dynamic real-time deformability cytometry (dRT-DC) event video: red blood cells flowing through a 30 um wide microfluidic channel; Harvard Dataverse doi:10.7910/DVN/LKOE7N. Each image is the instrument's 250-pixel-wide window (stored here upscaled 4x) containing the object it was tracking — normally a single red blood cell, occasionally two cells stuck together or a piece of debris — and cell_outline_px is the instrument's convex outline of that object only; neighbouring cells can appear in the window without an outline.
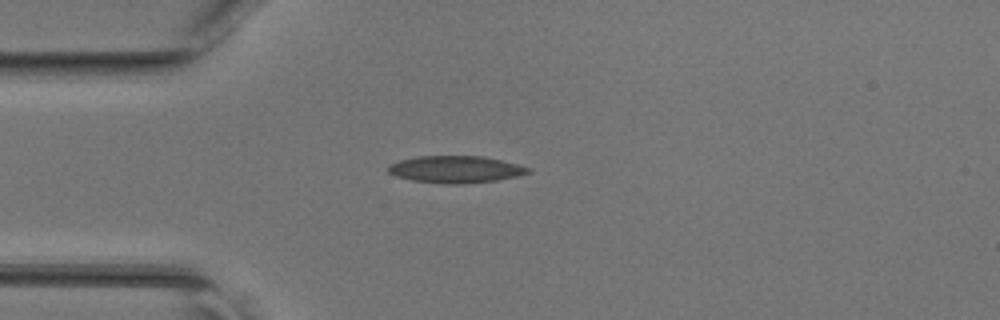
{"species": "common noctule bat (a hibernating species)", "species_latin": "Nyctalus noctula", "temperature_condition": "room temperature", "stored_images_in_passage": 35, "camera_frame_rate_fps": 3000, "um_per_image_px": 0.085, "animal": {"sex": "female", "body_mass_g": 17.0, "forearm_length_mm": 48.0}, "frame": {"image": 1, "passage_image": 1, "time_ms": 0.0, "image_size_px": [1000, 320], "cell_outline_px": [[532, 172], [516, 176], [496, 180], [460, 184], [448, 184], [412, 180], [396, 176], [388, 172], [388, 164], [400, 160], [416, 156], [484, 156], [532, 168]], "centroid_in_image_um": [38.71, 14.39], "position_along_channel_um": 46.3, "area_um2": 21.96}}
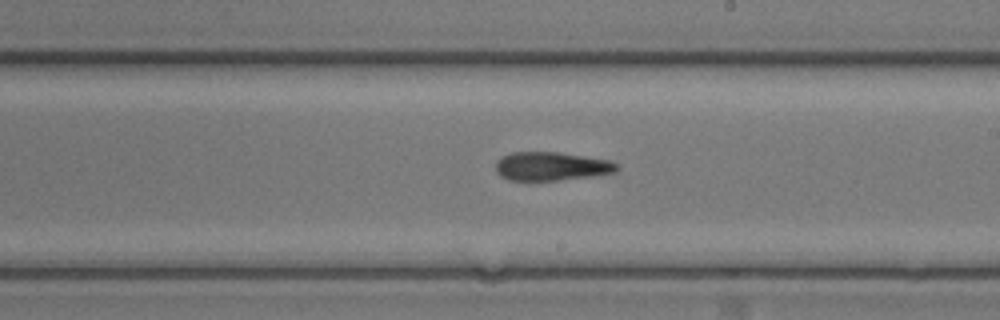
{"frame": {"image": 2, "passage_image": 15, "time_ms": 4.667, "image_size_px": [1000, 320], "cell_outline_px": [[620, 168], [612, 172], [588, 176], [560, 180], [508, 180], [500, 176], [496, 172], [496, 160], [500, 156], [512, 152], [560, 152], [608, 160], [616, 164]], "centroid_in_image_um": [46.78, 14.12], "position_along_channel_um": 242.2, "area_um2": 20.06}}
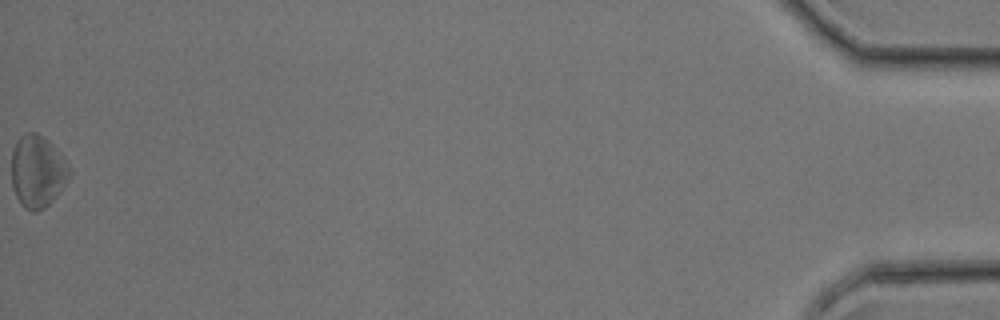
{"frame": {"image": 3, "passage_image": 35, "time_ms": 11.333, "image_size_px": [1000, 320], "cell_outline_px": [[72, 172], [68, 180], [56, 196], [44, 208], [36, 212], [32, 212], [24, 208], [20, 204], [12, 188], [12, 152], [16, 140], [24, 132], [36, 132], [48, 140], [56, 148], [68, 164]], "centroid_in_image_um": [3.18, 14.56], "position_along_channel_um": 432.0, "area_um2": 24.57}}